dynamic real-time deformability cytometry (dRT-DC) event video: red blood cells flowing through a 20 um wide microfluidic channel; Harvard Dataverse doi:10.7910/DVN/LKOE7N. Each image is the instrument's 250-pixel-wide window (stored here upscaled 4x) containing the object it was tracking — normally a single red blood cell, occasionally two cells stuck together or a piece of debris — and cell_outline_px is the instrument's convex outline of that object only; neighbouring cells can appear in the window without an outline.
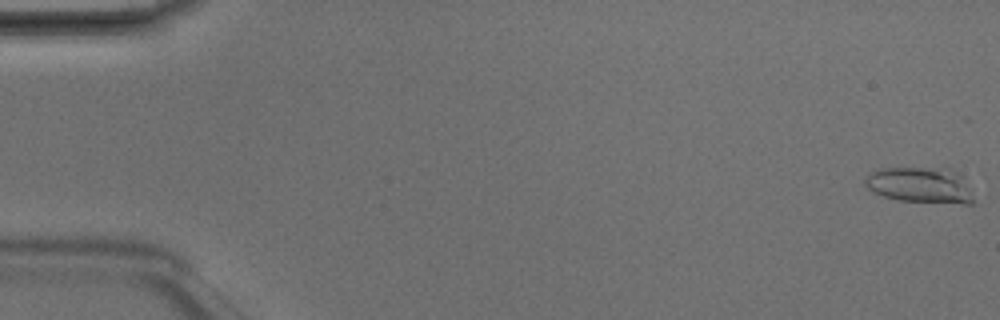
{"species": "Egyptian fruit bat (a non-hibernating species)", "species_latin": "Rousettus aegyptiacus", "temperature_condition": "room temperature", "stored_images_in_passage": 5, "camera_frame_rate_fps": 3000, "um_per_image_px": 0.085, "animal": {"sex": "male"}, "frame": {"image": 1, "passage_image": 1, "time_ms": 0.0, "image_size_px": [1000, 320], "cell_outline_px": [[972, 204], [964, 204], [900, 200], [884, 196], [868, 188], [864, 184], [864, 180], [872, 172], [880, 168], [952, 168], [960, 176], [972, 192]], "centroid_in_image_um": [78.23, 15.73], "position_along_channel_um": 6.8, "area_um2": 22.37}}